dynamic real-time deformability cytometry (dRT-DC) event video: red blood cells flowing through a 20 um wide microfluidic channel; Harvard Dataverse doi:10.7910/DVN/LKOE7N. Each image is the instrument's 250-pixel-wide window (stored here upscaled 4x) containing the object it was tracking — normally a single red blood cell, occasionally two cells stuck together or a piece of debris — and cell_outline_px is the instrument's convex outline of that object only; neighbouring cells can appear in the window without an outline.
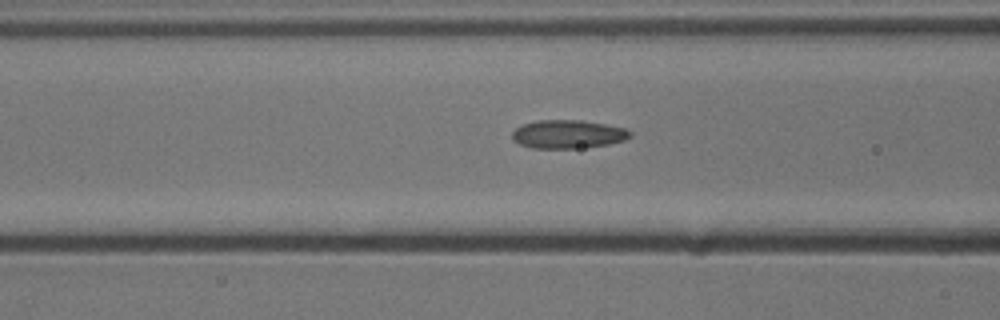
{"species": "common noctule bat (a hibernating species)", "species_latin": "Nyctalus noctula", "temperature_condition": "cold", "stored_images_in_passage": 7, "camera_frame_rate_fps": 3000, "um_per_image_px": 0.085, "animal": {"sex": "male", "body_mass_g": 13.3}, "frame": {"image": 1, "passage_image": 5, "time_ms": 1.333, "image_size_px": [1000, 320], "cell_outline_px": [[632, 136], [624, 140], [608, 144], [580, 148], [532, 148], [520, 144], [512, 140], [512, 132], [516, 128], [524, 124], [536, 120], [580, 120], [604, 124], [624, 128], [632, 132]], "centroid_in_image_um": [48.26, 11.41], "position_along_channel_um": 118.3, "area_um2": 19.48}}